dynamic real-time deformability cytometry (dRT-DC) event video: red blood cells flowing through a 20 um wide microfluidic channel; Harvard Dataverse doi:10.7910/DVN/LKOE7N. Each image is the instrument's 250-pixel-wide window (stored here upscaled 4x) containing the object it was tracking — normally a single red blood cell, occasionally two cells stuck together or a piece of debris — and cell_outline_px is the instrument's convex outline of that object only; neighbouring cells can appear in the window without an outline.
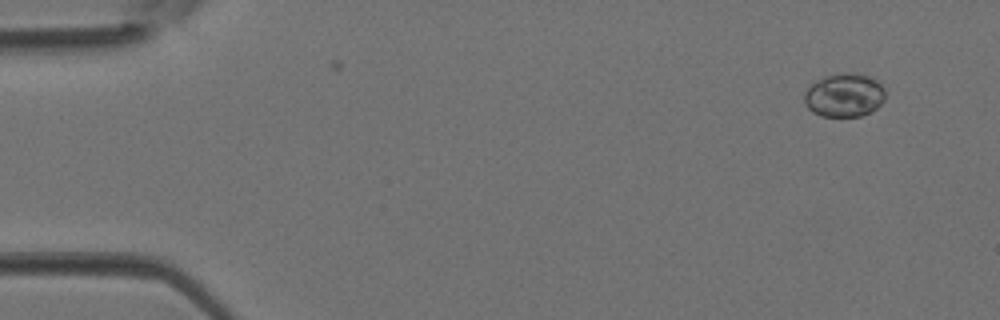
{"species": "Egyptian fruit bat (a non-hibernating species)", "species_latin": "Rousettus aegyptiacus", "temperature_condition": "room temperature", "stored_images_in_passage": 3, "camera_frame_rate_fps": 3000, "um_per_image_px": 0.085, "animal": {"sex": "female"}, "frame": {"image": 1, "passage_image": 1, "time_ms": 0.0, "image_size_px": [1000, 320], "cell_outline_px": [[884, 100], [872, 112], [860, 116], [820, 116], [812, 112], [804, 104], [804, 92], [816, 80], [824, 76], [868, 76], [876, 80], [884, 88]], "centroid_in_image_um": [71.73, 8.16], "position_along_channel_um": 13.3, "area_um2": 19.94}}